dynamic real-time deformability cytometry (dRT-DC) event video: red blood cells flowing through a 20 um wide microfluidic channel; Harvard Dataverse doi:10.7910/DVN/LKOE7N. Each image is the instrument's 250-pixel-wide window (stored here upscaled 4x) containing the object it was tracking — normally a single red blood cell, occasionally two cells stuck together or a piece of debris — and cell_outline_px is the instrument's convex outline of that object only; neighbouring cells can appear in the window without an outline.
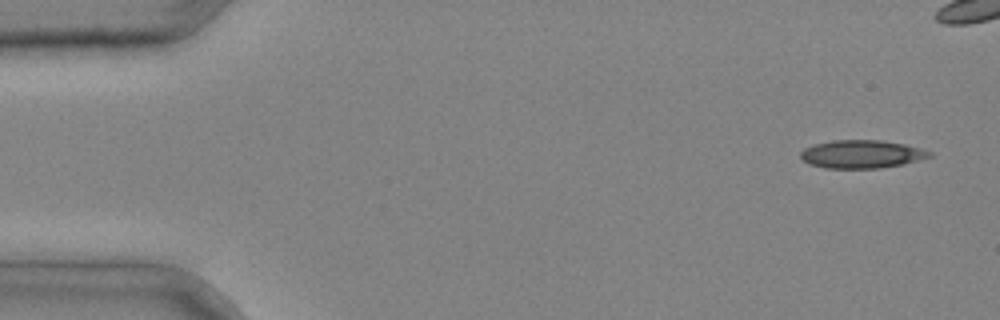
{"species": "common noctule bat (a hibernating species)", "species_latin": "Nyctalus noctula", "temperature_condition": "cold", "stored_images_in_passage": 5, "camera_frame_rate_fps": 3000, "um_per_image_px": 0.085, "animal": {"sex": "male", "body_mass_g": 20.4}, "frame": {"image": 1, "passage_image": 1, "time_ms": 0.0, "image_size_px": [1000, 320], "cell_outline_px": [[932, 156], [900, 164], [880, 168], [824, 168], [808, 164], [800, 156], [800, 152], [804, 148], [816, 144], [832, 140], [880, 140], [904, 144], [920, 148], [932, 152]], "centroid_in_image_um": [73.2, 13.1], "position_along_channel_um": 11.8, "area_um2": 20.92}}